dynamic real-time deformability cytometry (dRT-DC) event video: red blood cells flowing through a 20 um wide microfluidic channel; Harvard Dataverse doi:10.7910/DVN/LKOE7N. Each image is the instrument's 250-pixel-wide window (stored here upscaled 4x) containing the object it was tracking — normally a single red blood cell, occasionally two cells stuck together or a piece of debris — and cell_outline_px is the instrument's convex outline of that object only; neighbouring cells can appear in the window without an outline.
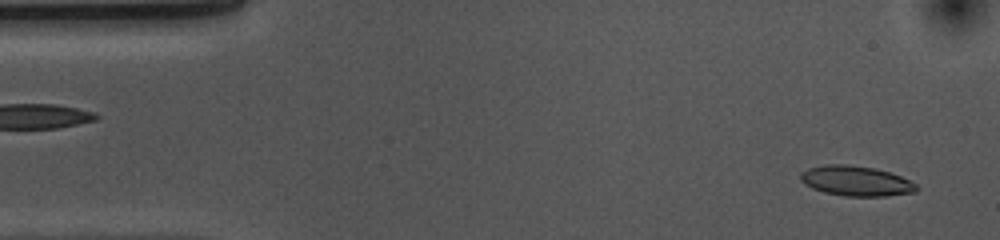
{"species": "common noctule bat (a hibernating species)", "species_latin": "Nyctalus noctula", "temperature_condition": "cold", "stored_images_in_passage": 52, "camera_frame_rate_fps": 3000, "um_per_image_px": 0.085, "animal": {"sex": "female", "body_mass_g": 10.0, "forearm_length_mm": 53.1}, "frame": {"image": 1, "passage_image": 2, "time_ms": 0.333, "image_size_px": [1000, 240], "cell_outline_px": [[920, 188], [916, 192], [888, 196], [844, 196], [824, 192], [812, 188], [804, 184], [800, 180], [800, 172], [808, 168], [828, 164], [848, 164], [876, 168], [900, 176], [916, 184]], "centroid_in_image_um": [72.75, 15.38], "position_along_channel_um": 12.2, "area_um2": 20.46}}
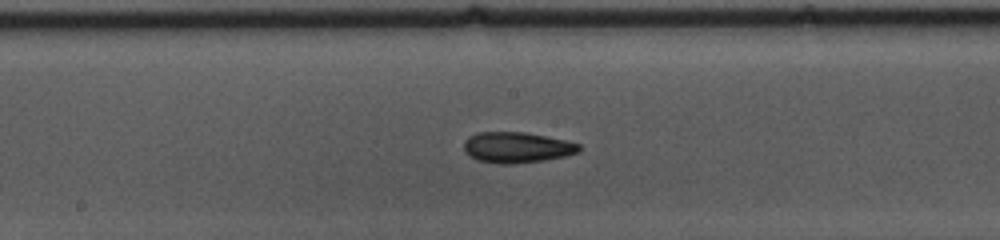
{"frame": {"image": 2, "passage_image": 25, "time_ms": 8.0, "image_size_px": [1000, 240], "cell_outline_px": [[580, 152], [564, 156], [544, 160], [512, 164], [500, 164], [476, 160], [464, 148], [464, 140], [468, 136], [476, 132], [524, 132], [564, 140], [580, 144]], "centroid_in_image_um": [43.92, 12.53], "position_along_channel_um": 204.3, "area_um2": 20.52}}
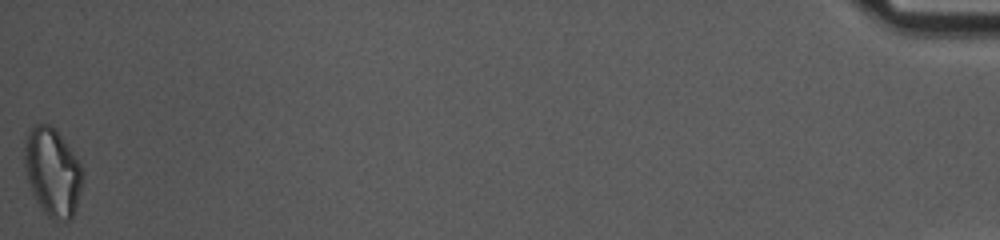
{"frame": {"image": 3, "passage_image": 52, "time_ms": 17.0, "image_size_px": [1000, 240], "cell_outline_px": [[84, 176], [76, 208], [72, 216], [68, 220], [52, 220], [44, 212], [36, 200], [32, 192], [28, 180], [24, 164], [24, 144], [28, 132], [32, 124], [48, 124], [56, 128], [68, 144], [80, 164], [84, 172]], "centroid_in_image_um": [4.47, 14.59], "position_along_channel_um": 430.7, "area_um2": 30.06}, "authors_computed_cell_mechanics": {"area_um2": 20.2878, "velocity_mm_per_s": 3.6922, "shape_relaxation_time_tau1_ms": 8.0094, "shape_relaxation_time_tau2_ms": 5.9228, "deformation_change_tau1": 0.1563, "deformation_change_tau2": 0.1452}}